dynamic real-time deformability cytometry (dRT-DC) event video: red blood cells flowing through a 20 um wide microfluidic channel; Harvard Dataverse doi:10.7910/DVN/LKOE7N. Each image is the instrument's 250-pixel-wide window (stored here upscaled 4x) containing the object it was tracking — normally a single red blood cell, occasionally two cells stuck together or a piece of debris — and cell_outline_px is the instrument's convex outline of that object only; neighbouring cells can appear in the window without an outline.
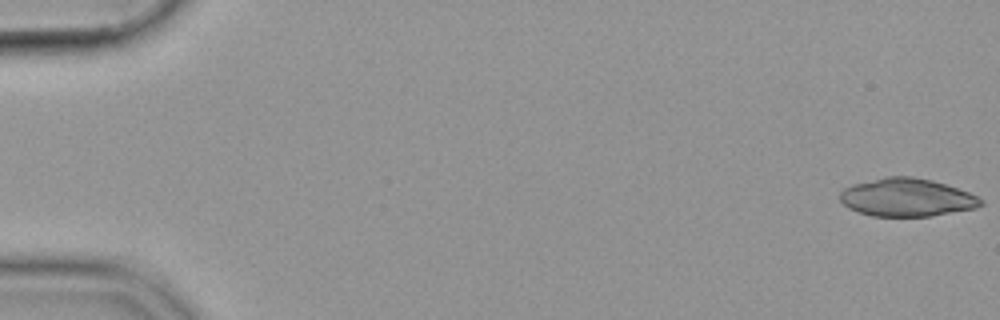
{"species": "common noctule bat (a hibernating species)", "species_latin": "Nyctalus noctula", "temperature_condition": "cold", "stored_images_in_passage": 54, "camera_frame_rate_fps": 3000, "um_per_image_px": 0.085, "animal": {"sex": "female", "body_mass_g": 19.9}, "frame": {"image": 1, "passage_image": 1, "time_ms": 0.0, "image_size_px": [1000, 320], "cell_outline_px": [[984, 204], [976, 208], [932, 216], [872, 216], [856, 212], [848, 208], [840, 200], [840, 192], [844, 188], [852, 184], [884, 176], [912, 176], [932, 180], [968, 192], [984, 200]], "centroid_in_image_um": [77.05, 16.78], "position_along_channel_um": 7.9, "area_um2": 31.39}}